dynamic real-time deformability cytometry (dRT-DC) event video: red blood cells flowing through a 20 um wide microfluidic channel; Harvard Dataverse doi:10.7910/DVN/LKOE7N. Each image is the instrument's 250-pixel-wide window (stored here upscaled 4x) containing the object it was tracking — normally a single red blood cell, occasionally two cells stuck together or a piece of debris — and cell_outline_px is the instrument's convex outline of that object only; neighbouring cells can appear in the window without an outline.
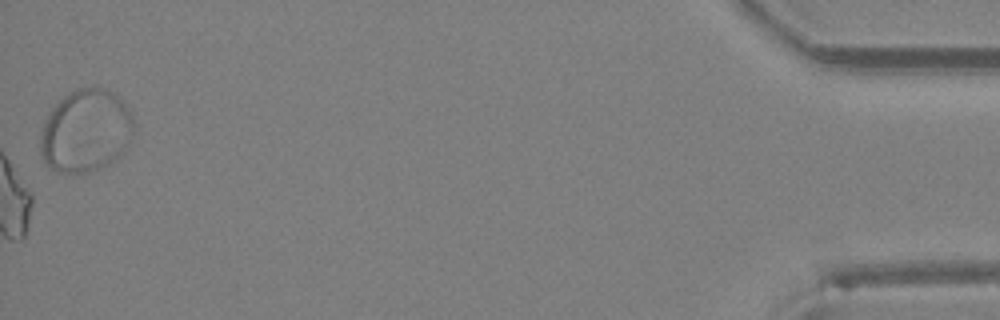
{"species": "Egyptian fruit bat (a non-hibernating species)", "species_latin": "Rousettus aegyptiacus", "temperature_condition": "room temperature", "stored_images_in_passage": 29, "camera_frame_rate_fps": 3000, "um_per_image_px": 0.085, "animal": {"sex": "female"}, "frame": {"image": 1, "passage_image": 29, "time_ms": 9.333, "image_size_px": [1000, 320], "cell_outline_px": [[132, 132], [128, 144], [124, 152], [116, 160], [84, 176], [56, 172], [44, 160], [40, 152], [40, 136], [44, 120], [48, 112], [64, 96], [80, 88], [96, 84], [108, 88], [120, 96], [132, 112]], "centroid_in_image_um": [7.3, 11.13], "position_along_channel_um": 427.9, "area_um2": 46.12}}